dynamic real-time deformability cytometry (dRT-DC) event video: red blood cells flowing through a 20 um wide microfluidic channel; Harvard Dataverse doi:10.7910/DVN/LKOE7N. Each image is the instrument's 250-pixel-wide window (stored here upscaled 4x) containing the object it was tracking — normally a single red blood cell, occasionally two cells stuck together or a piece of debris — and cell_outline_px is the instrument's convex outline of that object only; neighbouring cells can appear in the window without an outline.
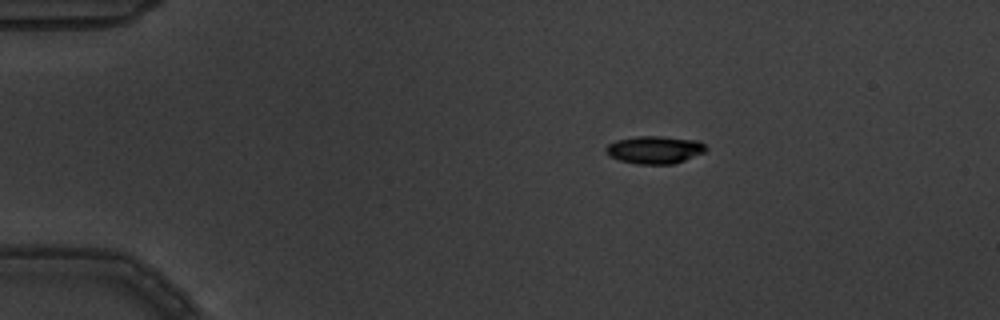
{"species": "common noctule bat (a hibernating species)", "species_latin": "Nyctalus noctula", "temperature_condition": "warm", "stored_images_in_passage": 3, "camera_frame_rate_fps": 3000, "um_per_image_px": 0.085, "animal": {"sex": "male", "body_mass_g": 19.5, "forearm_length_mm": 54.6}, "frame": {"image": 1, "passage_image": 2, "time_ms": 0.333, "image_size_px": [1000, 320], "cell_outline_px": [[708, 148], [704, 152], [684, 160], [672, 164], [636, 164], [620, 160], [608, 156], [604, 148], [608, 144], [616, 140], [636, 136], [664, 136], [700, 140]], "centroid_in_image_um": [55.64, 12.72], "position_along_channel_um": 29.4, "area_um2": 16.3}}